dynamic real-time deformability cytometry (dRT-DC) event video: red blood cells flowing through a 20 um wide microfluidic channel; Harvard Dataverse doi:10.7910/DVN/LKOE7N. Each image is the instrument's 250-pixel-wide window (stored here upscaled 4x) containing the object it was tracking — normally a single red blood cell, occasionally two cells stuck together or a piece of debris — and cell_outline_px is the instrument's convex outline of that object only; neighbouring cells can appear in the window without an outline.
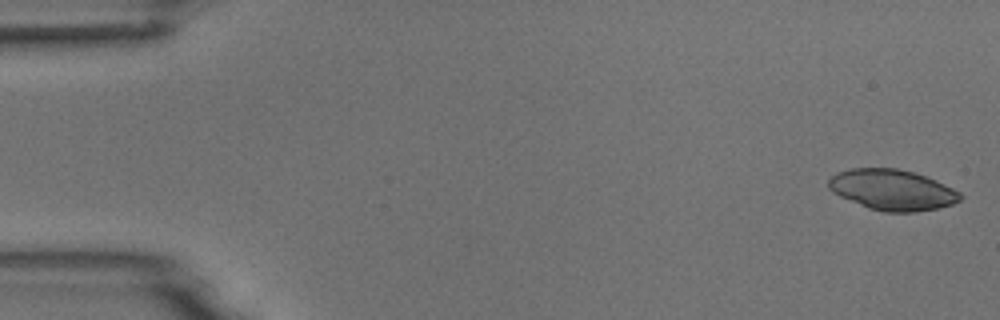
{"species": "common noctule bat (a hibernating species)", "species_latin": "Nyctalus noctula", "temperature_condition": "room temperature", "stored_images_in_passage": 6, "camera_frame_rate_fps": 3000, "um_per_image_px": 0.085, "animal": {"sex": "male", "body_mass_g": 18.8}, "frame": {"image": 1, "passage_image": 1, "time_ms": 0.0, "image_size_px": [1000, 320], "cell_outline_px": [[964, 196], [960, 200], [952, 204], [936, 208], [916, 212], [884, 212], [868, 208], [840, 196], [832, 192], [828, 188], [828, 180], [836, 172], [852, 168], [896, 168], [912, 172], [936, 180], [960, 192]], "centroid_in_image_um": [75.83, 16.14], "position_along_channel_um": 9.2, "area_um2": 31.15}}